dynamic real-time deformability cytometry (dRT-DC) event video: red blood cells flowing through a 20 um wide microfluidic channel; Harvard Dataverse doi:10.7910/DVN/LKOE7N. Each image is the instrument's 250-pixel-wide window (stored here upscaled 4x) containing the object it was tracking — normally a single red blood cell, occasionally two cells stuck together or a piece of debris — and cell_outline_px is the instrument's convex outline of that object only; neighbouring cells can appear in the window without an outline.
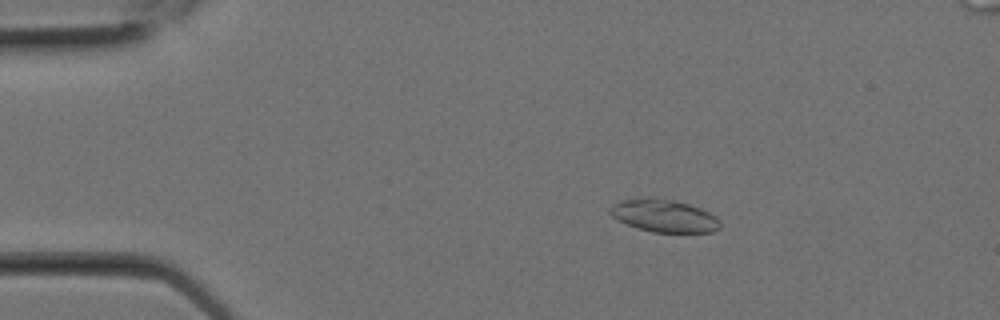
{"species": "Egyptian fruit bat (a non-hibernating species)", "species_latin": "Rousettus aegyptiacus", "temperature_condition": "room temperature", "stored_images_in_passage": 3, "camera_frame_rate_fps": 3000, "um_per_image_px": 0.085, "animal": {"sex": "female"}, "frame": {"image": 1, "passage_image": 2, "time_ms": 0.333, "image_size_px": [1000, 320], "cell_outline_px": [[720, 228], [712, 232], [652, 232], [628, 224], [612, 216], [608, 212], [608, 208], [620, 200], [648, 196], [672, 200], [688, 204], [700, 208], [716, 216], [720, 220]], "centroid_in_image_um": [56.43, 18.32], "position_along_channel_um": 28.6, "area_um2": 20.92}}